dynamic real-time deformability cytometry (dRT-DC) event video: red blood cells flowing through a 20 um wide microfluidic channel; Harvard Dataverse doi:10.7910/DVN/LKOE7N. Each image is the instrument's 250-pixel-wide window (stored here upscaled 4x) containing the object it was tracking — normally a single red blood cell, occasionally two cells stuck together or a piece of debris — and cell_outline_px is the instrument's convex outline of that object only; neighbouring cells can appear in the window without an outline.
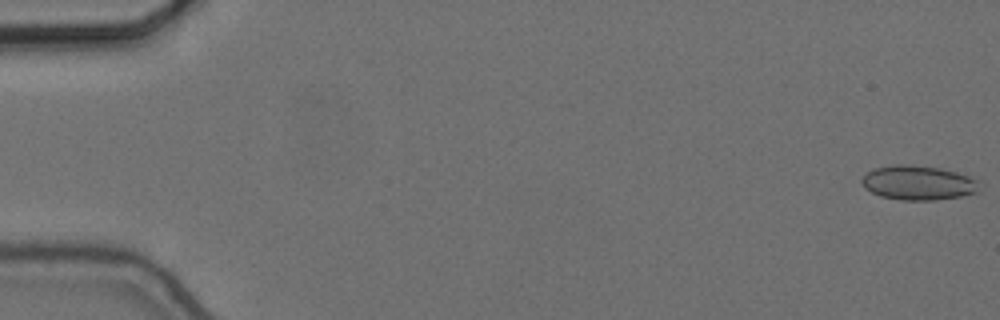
{"species": "common noctule bat (a hibernating species)", "species_latin": "Nyctalus noctula", "temperature_condition": "cold", "stored_images_in_passage": 56, "camera_frame_rate_fps": 3000, "um_per_image_px": 0.085, "animal": {"sex": "female", "body_mass_g": 24.6, "forearm_length_mm": 56.2}, "frame": {"image": 1, "passage_image": 1, "time_ms": 0.0, "image_size_px": [1000, 320], "cell_outline_px": [[980, 180], [976, 192], [960, 196], [936, 200], [900, 200], [880, 196], [864, 188], [860, 180], [868, 172], [876, 168], [896, 164], [908, 164], [940, 168], [956, 172]], "centroid_in_image_um": [78.03, 15.54], "position_along_channel_um": 7.0, "area_um2": 23.52}}
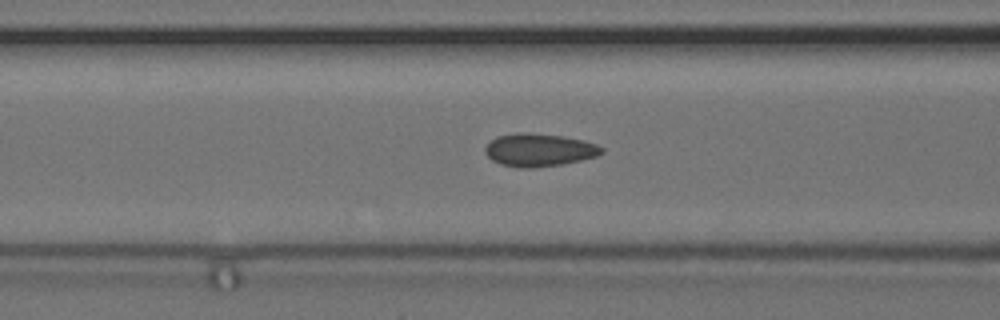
{"frame": {"image": 2, "passage_image": 23, "time_ms": 7.333, "image_size_px": [1000, 320], "cell_outline_px": [[604, 152], [596, 156], [564, 164], [532, 168], [516, 168], [500, 164], [492, 160], [484, 152], [484, 148], [496, 136], [516, 132], [528, 132], [564, 136], [584, 140], [596, 144], [604, 148]], "centroid_in_image_um": [45.81, 12.74], "position_along_channel_um": 120.8, "area_um2": 22.6}}
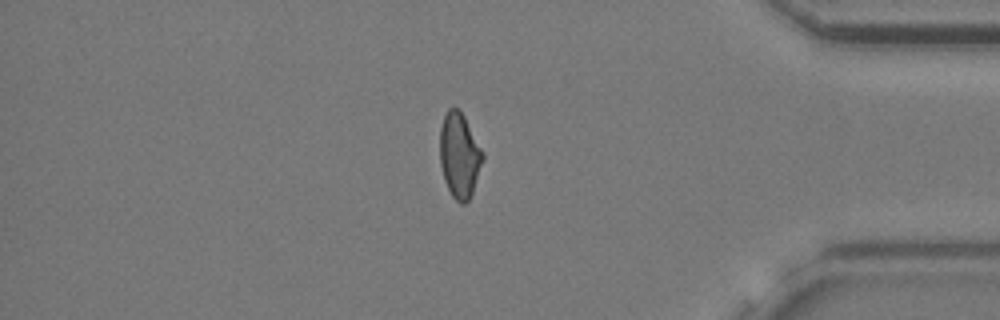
{"frame": {"image": 3, "passage_image": 48, "time_ms": 15.667, "image_size_px": [1000, 320], "cell_outline_px": [[484, 160], [472, 192], [468, 200], [464, 204], [460, 204], [452, 196], [444, 180], [440, 164], [440, 128], [444, 116], [448, 108], [460, 108], [484, 152]], "centroid_in_image_um": [39.06, 13.18], "position_along_channel_um": 396.1, "area_um2": 21.39}, "authors_computed_cell_mechanics": {"area_um2": 21.7328, "velocity_mm_per_s": 3.6552, "shape_relaxation_time_tau1_ms": 4.6243, "shape_relaxation_time_tau2_ms": 2.2249, "deformation_change_tau1": 0.1, "deformation_change_tau2": 0.0766}}